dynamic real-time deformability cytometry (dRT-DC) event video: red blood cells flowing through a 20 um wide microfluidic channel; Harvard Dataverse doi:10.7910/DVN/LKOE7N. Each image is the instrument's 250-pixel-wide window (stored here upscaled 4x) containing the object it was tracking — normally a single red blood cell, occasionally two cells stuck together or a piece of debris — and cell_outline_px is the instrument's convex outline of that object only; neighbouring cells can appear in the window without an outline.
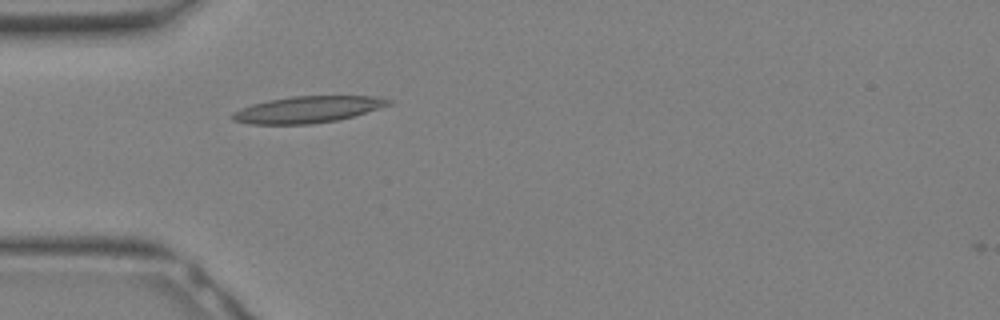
{"species": "Egyptian fruit bat (a non-hibernating species)", "species_latin": "Rousettus aegyptiacus", "temperature_condition": "warm", "stored_images_in_passage": 2, "camera_frame_rate_fps": 3000, "um_per_image_px": 0.085, "animal": {"sex": "female"}, "frame": {"image": 1, "passage_image": 1, "time_ms": 0.0, "image_size_px": [1000, 320], "cell_outline_px": [[392, 104], [352, 116], [336, 120], [312, 124], [252, 124], [232, 120], [232, 112], [252, 104], [268, 100], [292, 96], [380, 96], [392, 100]], "centroid_in_image_um": [26.16, 9.3], "position_along_channel_um": 58.8, "area_um2": 24.04}}